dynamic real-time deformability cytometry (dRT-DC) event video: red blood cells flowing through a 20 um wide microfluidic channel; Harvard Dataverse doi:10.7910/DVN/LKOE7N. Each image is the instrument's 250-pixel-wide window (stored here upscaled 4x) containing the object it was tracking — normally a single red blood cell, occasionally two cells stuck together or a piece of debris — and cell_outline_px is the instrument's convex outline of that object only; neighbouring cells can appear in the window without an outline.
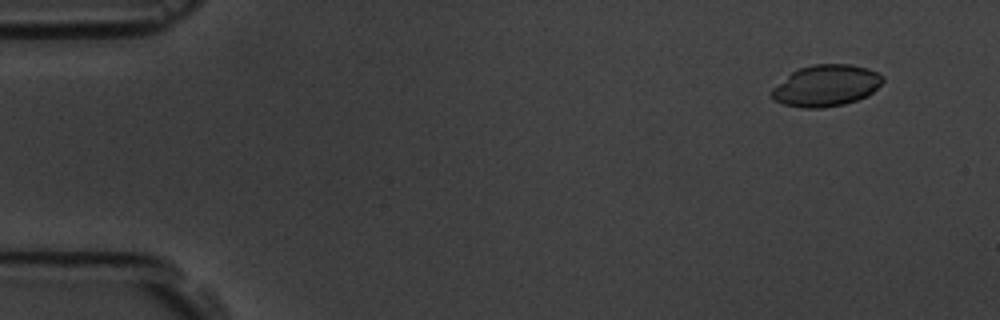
{"species": "common noctule bat (a hibernating species)", "species_latin": "Nyctalus noctula", "temperature_condition": "room temperature", "stored_images_in_passage": 6, "camera_frame_rate_fps": 3000, "um_per_image_px": 0.085, "animal": {"sex": "male", "body_mass_g": 19.5, "forearm_length_mm": 54.6}, "frame": {"image": 1, "passage_image": 2, "time_ms": 1.0, "image_size_px": [1000, 320], "cell_outline_px": [[884, 80], [868, 96], [844, 104], [820, 108], [804, 108], [784, 104], [772, 100], [768, 92], [772, 88], [792, 72], [800, 68], [812, 64], [848, 64], [868, 68], [884, 76]], "centroid_in_image_um": [70.19, 7.28], "position_along_channel_um": 14.8, "area_um2": 26.88}}
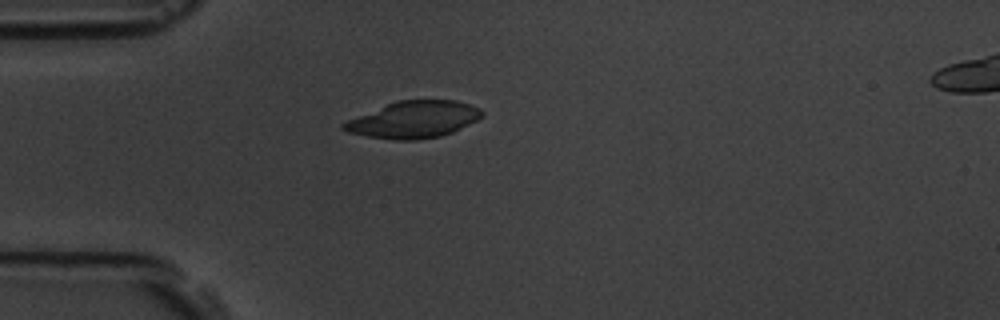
{"frame": {"image": 2, "passage_image": 5, "time_ms": 4.667, "image_size_px": [1000, 320], "cell_outline_px": [[484, 116], [452, 132], [440, 136], [416, 140], [392, 140], [368, 136], [348, 132], [340, 128], [340, 124], [348, 120], [396, 100], [456, 100], [480, 108], [484, 112]], "centroid_in_image_um": [35.16, 10.16], "position_along_channel_um": 49.8, "area_um2": 29.54}}